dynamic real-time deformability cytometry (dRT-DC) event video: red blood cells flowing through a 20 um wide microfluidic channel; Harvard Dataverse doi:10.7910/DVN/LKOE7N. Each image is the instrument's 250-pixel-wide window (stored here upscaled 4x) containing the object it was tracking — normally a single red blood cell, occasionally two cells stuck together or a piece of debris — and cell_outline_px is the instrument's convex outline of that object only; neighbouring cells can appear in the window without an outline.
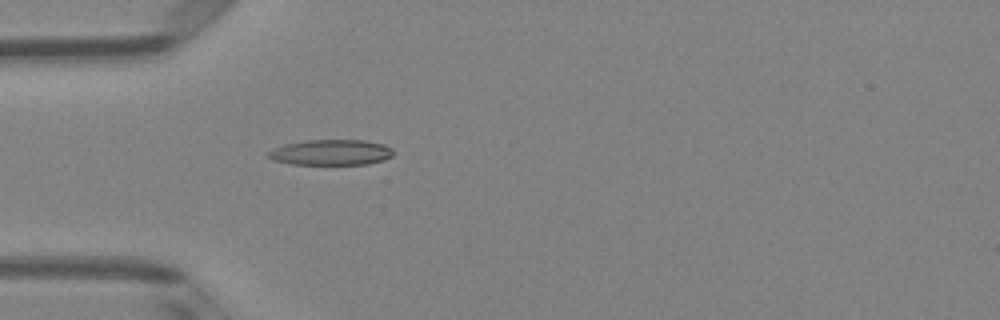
{"species": "Egyptian fruit bat (a non-hibernating species)", "species_latin": "Rousettus aegyptiacus", "temperature_condition": "room temperature", "stored_images_in_passage": 5, "camera_frame_rate_fps": 3000, "um_per_image_px": 0.085, "animal": {"sex": "female"}, "frame": {"image": 1, "passage_image": 5, "time_ms": 1.333, "image_size_px": [1000, 320], "cell_outline_px": [[396, 152], [392, 156], [384, 160], [368, 164], [292, 164], [272, 160], [264, 156], [264, 152], [272, 148], [284, 144], [304, 140], [364, 140], [384, 144], [392, 148]], "centroid_in_image_um": [28.09, 12.95], "position_along_channel_um": 56.9, "area_um2": 19.07}}